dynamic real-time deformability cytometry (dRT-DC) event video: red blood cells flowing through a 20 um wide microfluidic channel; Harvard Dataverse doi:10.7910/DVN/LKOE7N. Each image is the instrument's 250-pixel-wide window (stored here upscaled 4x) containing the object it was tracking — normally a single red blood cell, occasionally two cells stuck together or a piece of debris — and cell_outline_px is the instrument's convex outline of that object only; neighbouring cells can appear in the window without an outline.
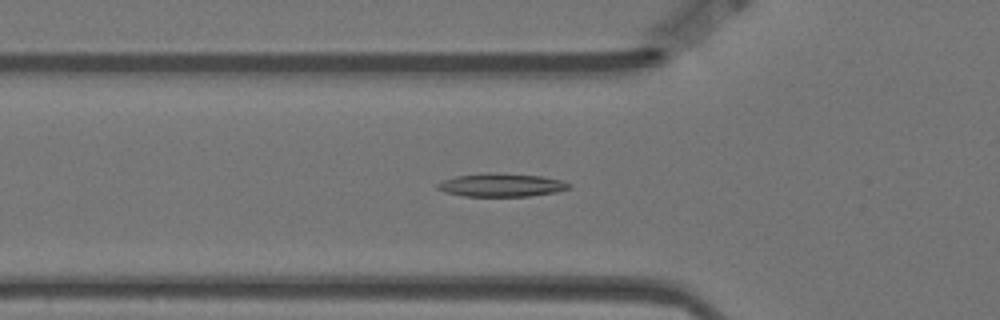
{"species": "Egyptian fruit bat (a non-hibernating species)", "species_latin": "Rousettus aegyptiacus", "temperature_condition": "warm", "stored_images_in_passage": 52, "camera_frame_rate_fps": 3000, "um_per_image_px": 0.085, "animal": {"sex": "female"}, "frame": {"image": 1, "passage_image": 14, "time_ms": 4.333, "image_size_px": [1000, 320], "cell_outline_px": [[572, 188], [556, 192], [528, 196], [464, 196], [444, 192], [436, 188], [436, 184], [444, 180], [456, 176], [488, 172], [540, 176], [560, 180], [572, 184]], "centroid_in_image_um": [42.61, 15.73], "position_along_channel_um": 83.2, "area_um2": 17.8}}
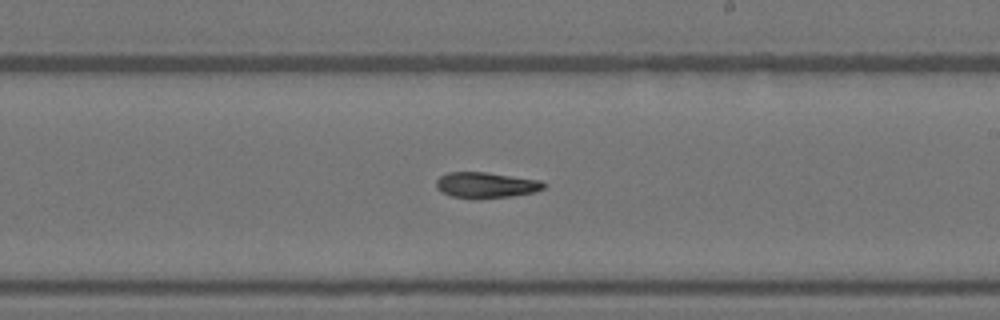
{"frame": {"image": 2, "passage_image": 28, "time_ms": 9.0, "image_size_px": [1000, 320], "cell_outline_px": [[548, 184], [544, 188], [536, 192], [512, 196], [476, 200], [472, 200], [452, 196], [440, 192], [436, 188], [436, 180], [440, 176], [448, 172], [484, 172], [540, 180]], "centroid_in_image_um": [41.3, 15.75], "position_along_channel_um": 247.7, "area_um2": 16.53}}
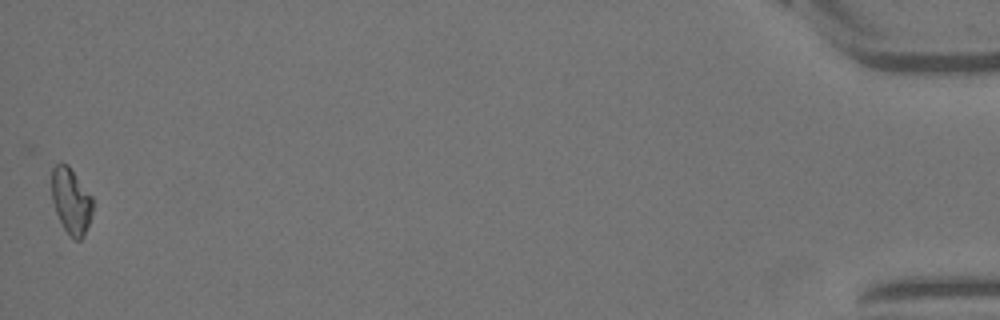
{"frame": {"image": 3, "passage_image": 52, "time_ms": 17.0, "image_size_px": [1000, 320], "cell_outline_px": [[92, 212], [84, 236], [80, 240], [72, 240], [64, 228], [56, 212], [52, 200], [52, 168], [60, 160], [68, 164], [92, 196]], "centroid_in_image_um": [6.03, 17.06], "position_along_channel_um": 429.2, "area_um2": 15.84}}